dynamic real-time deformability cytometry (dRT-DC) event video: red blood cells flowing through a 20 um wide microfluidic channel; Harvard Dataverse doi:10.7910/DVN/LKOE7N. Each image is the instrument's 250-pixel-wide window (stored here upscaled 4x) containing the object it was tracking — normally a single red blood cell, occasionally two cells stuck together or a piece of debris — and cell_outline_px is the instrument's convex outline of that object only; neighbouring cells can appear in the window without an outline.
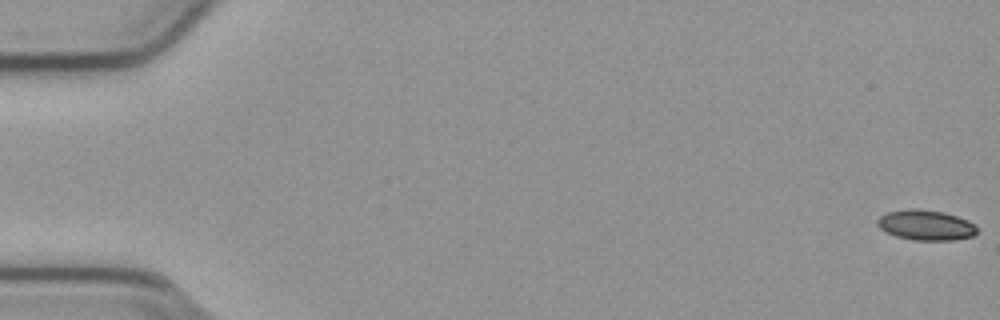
{"species": "common noctule bat (a hibernating species)", "species_latin": "Nyctalus noctula", "temperature_condition": "cold", "stored_images_in_passage": 51, "camera_frame_rate_fps": 3000, "um_per_image_px": 0.085, "animal": {"sex": "male", "body_mass_g": 23.1, "forearm_length_mm": 52.7}, "frame": {"image": 1, "passage_image": 1, "time_ms": 0.0, "image_size_px": [1000, 320], "cell_outline_px": [[976, 232], [972, 236], [952, 240], [912, 240], [896, 236], [880, 228], [876, 224], [876, 220], [880, 216], [888, 212], [908, 208], [916, 208], [944, 212], [968, 220], [976, 228]], "centroid_in_image_um": [78.66, 19.12], "position_along_channel_um": 6.3, "area_um2": 17.46}}
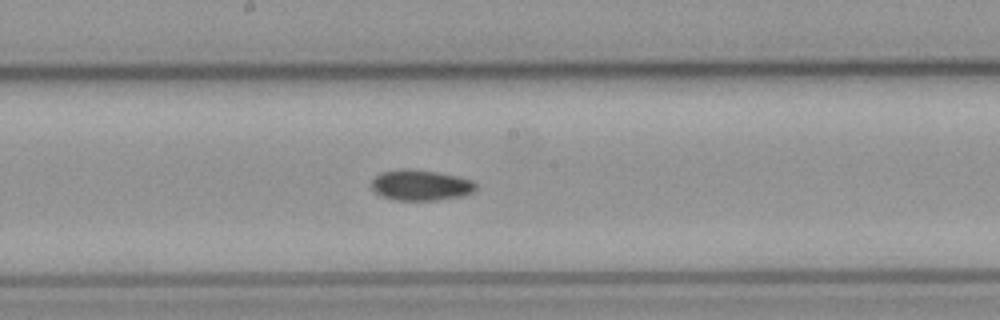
{"frame": {"image": 2, "passage_image": 30, "time_ms": 9.667, "image_size_px": [1000, 320], "cell_outline_px": [[476, 188], [472, 192], [464, 196], [436, 200], [392, 200], [380, 196], [372, 188], [372, 180], [380, 172], [436, 172], [456, 176], [472, 180], [476, 184]], "centroid_in_image_um": [35.79, 15.8], "position_along_channel_um": 212.4, "area_um2": 17.86}}
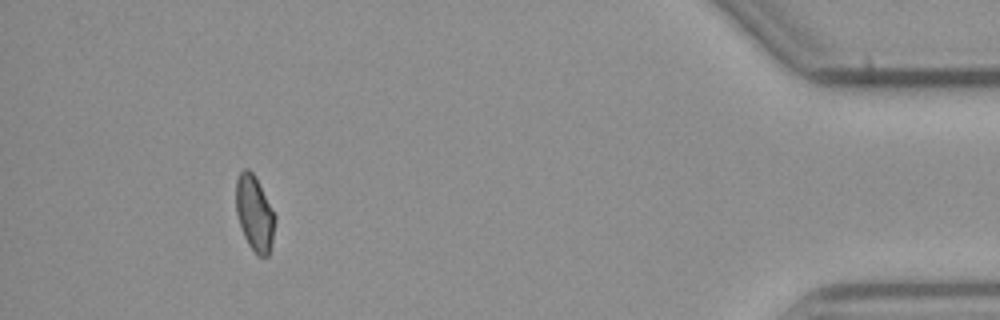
{"frame": {"image": 3, "passage_image": 51, "time_ms": 16.667, "image_size_px": [1000, 320], "cell_outline_px": [[276, 216], [272, 244], [268, 256], [256, 256], [248, 244], [244, 236], [236, 212], [236, 180], [240, 172], [244, 168], [248, 168], [252, 172]], "centroid_in_image_um": [21.63, 18.17], "position_along_channel_um": 413.6, "area_um2": 16.99}}